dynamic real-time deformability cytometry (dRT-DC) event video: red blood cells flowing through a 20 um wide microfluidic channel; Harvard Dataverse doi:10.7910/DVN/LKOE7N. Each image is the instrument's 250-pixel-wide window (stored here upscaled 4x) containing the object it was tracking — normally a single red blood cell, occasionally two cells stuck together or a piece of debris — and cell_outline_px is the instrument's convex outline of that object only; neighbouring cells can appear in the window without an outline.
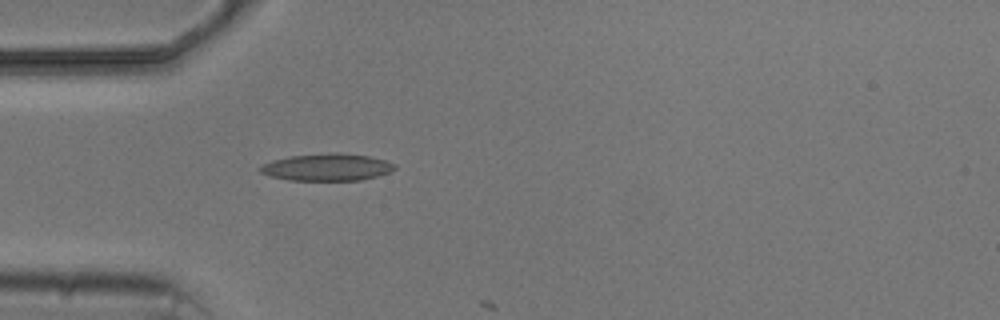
{"species": "common noctule bat (a hibernating species)", "species_latin": "Nyctalus noctula", "temperature_condition": "cold", "stored_images_in_passage": 2, "camera_frame_rate_fps": 3000, "um_per_image_px": 0.085, "animal": {"sex": "male", "body_mass_g": 20.5, "forearm_length_mm": 52.5}, "frame": {"image": 1, "passage_image": 1, "time_ms": 0.0, "image_size_px": [1000, 320], "cell_outline_px": [[396, 168], [388, 172], [376, 176], [360, 180], [288, 180], [272, 176], [260, 172], [256, 168], [260, 164], [272, 160], [292, 156], [336, 152], [340, 152], [368, 156], [384, 160], [396, 164]], "centroid_in_image_um": [27.76, 14.2], "position_along_channel_um": 57.2, "area_um2": 21.21}}